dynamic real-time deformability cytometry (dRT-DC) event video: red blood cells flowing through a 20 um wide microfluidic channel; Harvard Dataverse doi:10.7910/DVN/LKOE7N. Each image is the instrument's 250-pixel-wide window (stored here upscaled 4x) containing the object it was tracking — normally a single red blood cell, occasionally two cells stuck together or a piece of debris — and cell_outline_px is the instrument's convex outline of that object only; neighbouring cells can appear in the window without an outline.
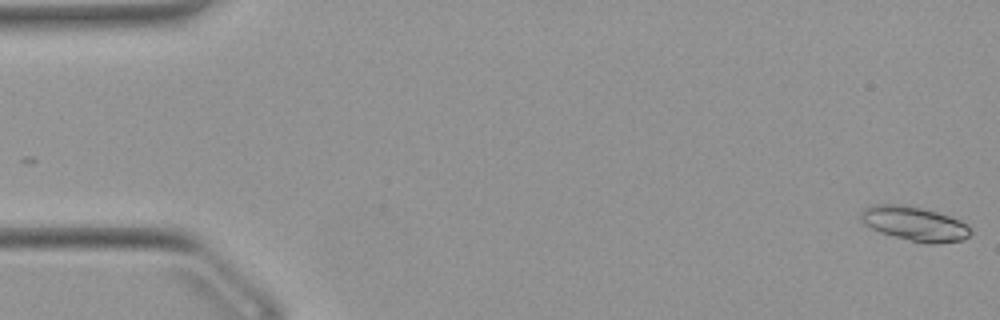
{"species": "Egyptian fruit bat (a non-hibernating species)", "species_latin": "Rousettus aegyptiacus", "temperature_condition": "warm", "stored_images_in_passage": 52, "camera_frame_rate_fps": 3000, "um_per_image_px": 0.085, "animal": {"sex": "female"}, "frame": {"image": 1, "passage_image": 1, "time_ms": 0.0, "image_size_px": [1000, 320], "cell_outline_px": [[972, 232], [964, 240], [932, 244], [912, 240], [880, 232], [864, 224], [860, 216], [860, 212], [864, 208], [872, 204], [900, 204], [920, 208], [936, 212], [960, 220], [968, 224]], "centroid_in_image_um": [77.74, 19.0], "position_along_channel_um": 7.3, "area_um2": 21.68}}
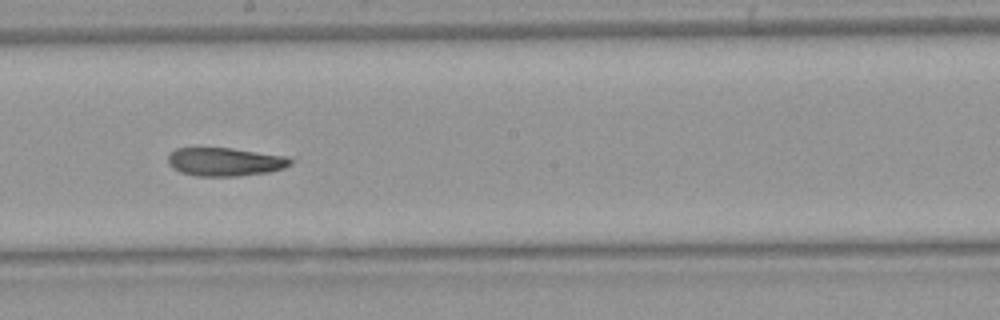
{"frame": {"image": 2, "passage_image": 29, "time_ms": 9.333, "image_size_px": [1000, 320], "cell_outline_px": [[292, 164], [284, 168], [268, 172], [240, 176], [196, 176], [180, 172], [172, 168], [168, 164], [168, 156], [176, 148], [232, 148], [288, 156], [292, 160]], "centroid_in_image_um": [19.14, 13.76], "position_along_channel_um": 229.1, "area_um2": 20.4}}
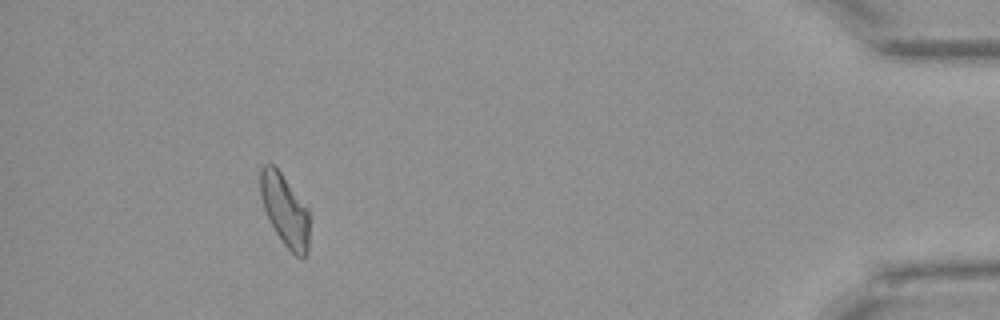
{"frame": {"image": 3, "passage_image": 48, "time_ms": 15.667, "image_size_px": [1000, 320], "cell_outline_px": [[308, 252], [300, 260], [284, 244], [276, 232], [264, 208], [260, 196], [260, 168], [264, 164], [272, 164], [280, 172], [308, 208]], "centroid_in_image_um": [24.21, 17.86], "position_along_channel_um": 411.0, "area_um2": 20.17}, "authors_computed_cell_mechanics": {"area_um2": 21.1837, "velocity_mm_per_s": 3.889, "shape_relaxation_time_tau1_ms": 8.7772, "shape_relaxation_time_tau2_ms": 4.9434, "deformation_change_tau1": 0.2172, "deformation_change_tau2": 0.1437}}